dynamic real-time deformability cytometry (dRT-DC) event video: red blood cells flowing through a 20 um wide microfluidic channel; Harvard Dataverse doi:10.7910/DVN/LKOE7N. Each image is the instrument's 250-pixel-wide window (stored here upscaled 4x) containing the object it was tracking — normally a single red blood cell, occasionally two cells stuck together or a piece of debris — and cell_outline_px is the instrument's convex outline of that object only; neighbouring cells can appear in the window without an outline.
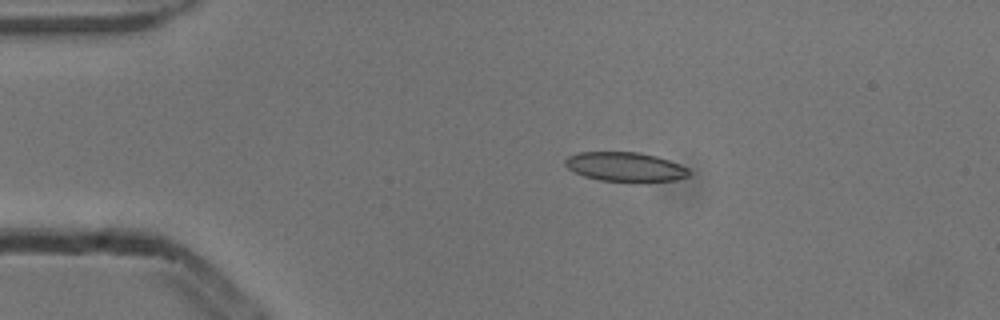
{"species": "common noctule bat (a hibernating species)", "species_latin": "Nyctalus noctula", "temperature_condition": "cold", "stored_images_in_passage": 5, "camera_frame_rate_fps": 3000, "um_per_image_px": 0.085, "animal": {"sex": "male", "body_mass_g": 13.3}, "frame": {"image": 1, "passage_image": 4, "time_ms": 1.0, "image_size_px": [1000, 320], "cell_outline_px": [[688, 176], [676, 180], [600, 180], [584, 176], [568, 168], [564, 164], [564, 160], [568, 156], [580, 152], [640, 152], [656, 156], [680, 164], [688, 168]], "centroid_in_image_um": [53.11, 14.15], "position_along_channel_um": 31.9, "area_um2": 20.58}}